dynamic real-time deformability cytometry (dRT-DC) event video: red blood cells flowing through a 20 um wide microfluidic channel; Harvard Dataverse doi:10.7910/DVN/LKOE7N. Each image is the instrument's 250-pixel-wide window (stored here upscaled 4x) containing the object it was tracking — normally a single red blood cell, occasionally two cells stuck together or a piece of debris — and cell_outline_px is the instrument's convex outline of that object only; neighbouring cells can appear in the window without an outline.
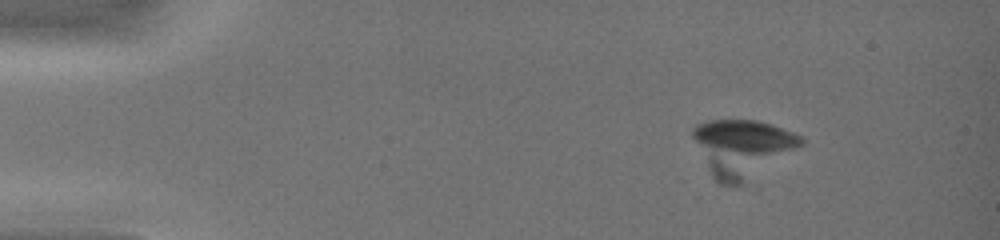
{"species": "common noctule bat (a hibernating species)", "species_latin": "Nyctalus noctula", "temperature_condition": "warm", "stored_images_in_passage": 49, "segment_of_instrument_passage": [1, 2], "camera_frame_rate_fps": 3000, "um_per_image_px": 0.085, "animal": {"sex": "female", "body_mass_g": 19.0, "forearm_length_mm": 51.5}, "frame": {"image": 1, "passage_image": 11, "time_ms": 2.0, "image_size_px": [1000, 240], "cell_outline_px": [[804, 144], [740, 184], [720, 184], [712, 176], [692, 136], [692, 128], [696, 124], [708, 120], [756, 120], [772, 124], [792, 132], [800, 136], [804, 140]], "centroid_in_image_um": [63.07, 12.53], "position_along_channel_um": 21.9, "area_um2": 35.2}}
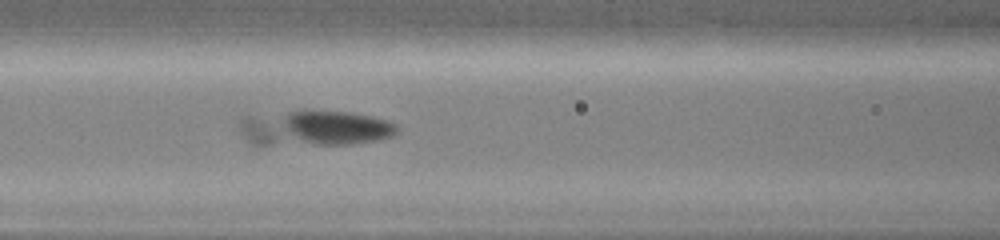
{"frame": {"image": 2, "passage_image": 24, "time_ms": 7.0, "image_size_px": [1000, 240], "cell_outline_px": [[400, 128], [392, 136], [376, 140], [352, 144], [252, 144], [244, 136], [240, 128], [240, 116], [288, 112], [352, 112], [372, 116], [388, 120], [396, 124]], "centroid_in_image_um": [26.79, 10.9], "position_along_channel_um": 139.8, "area_um2": 32.02}}
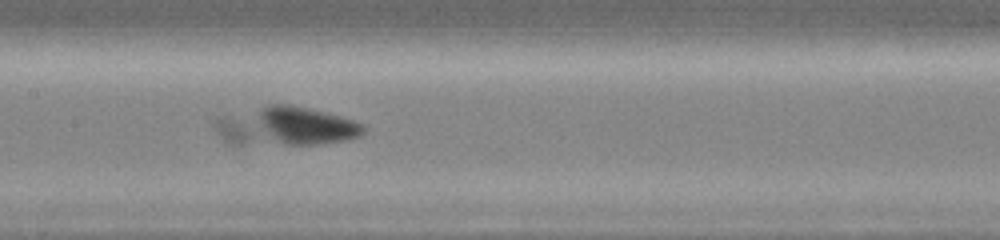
{"frame": {"image": 3, "passage_image": 27, "time_ms": 8.0, "image_size_px": [1000, 240], "cell_outline_px": [[364, 132], [360, 136], [344, 140], [320, 144], [228, 144], [212, 128], [212, 120], [216, 116], [268, 104], [288, 104], [328, 112], [364, 124]], "centroid_in_image_um": [24.19, 10.72], "position_along_channel_um": 183.2, "area_um2": 34.22}}